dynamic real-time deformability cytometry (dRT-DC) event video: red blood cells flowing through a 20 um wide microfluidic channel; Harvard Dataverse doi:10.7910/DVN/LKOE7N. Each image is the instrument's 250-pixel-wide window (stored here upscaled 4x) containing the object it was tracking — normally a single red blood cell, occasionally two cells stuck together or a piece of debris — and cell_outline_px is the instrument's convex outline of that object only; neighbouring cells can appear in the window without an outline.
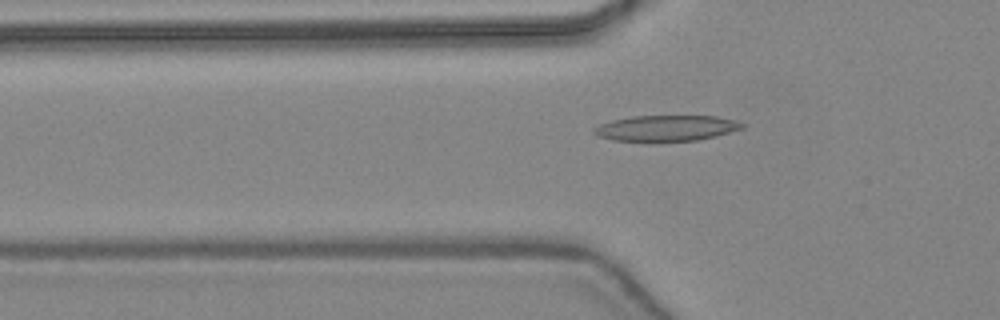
{"species": "common noctule bat (a hibernating species)", "species_latin": "Nyctalus noctula", "temperature_condition": "warm", "stored_images_in_passage": 32, "camera_frame_rate_fps": 3000, "um_per_image_px": 0.085, "animal": {"sex": "female", "body_mass_g": 24.6, "forearm_length_mm": 56.2}, "frame": {"image": 1, "passage_image": 2, "time_ms": 0.333, "image_size_px": [1000, 320], "cell_outline_px": [[744, 128], [716, 136], [696, 140], [656, 144], [652, 144], [612, 140], [596, 136], [592, 132], [592, 128], [600, 124], [612, 120], [632, 116], [716, 116], [732, 120], [744, 124]], "centroid_in_image_um": [56.53, 10.94], "position_along_channel_um": 69.3, "area_um2": 23.18}}
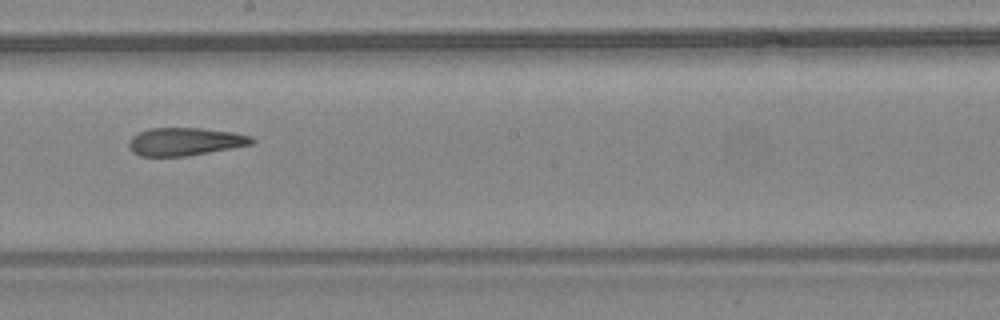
{"frame": {"image": 2, "passage_image": 13, "time_ms": 4.0, "image_size_px": [1000, 320], "cell_outline_px": [[256, 140], [252, 144], [232, 148], [184, 156], [140, 156], [132, 152], [128, 148], [128, 140], [132, 136], [148, 128], [204, 128], [232, 132], [252, 136]], "centroid_in_image_um": [15.7, 12.03], "position_along_channel_um": 232.5, "area_um2": 20.06}}
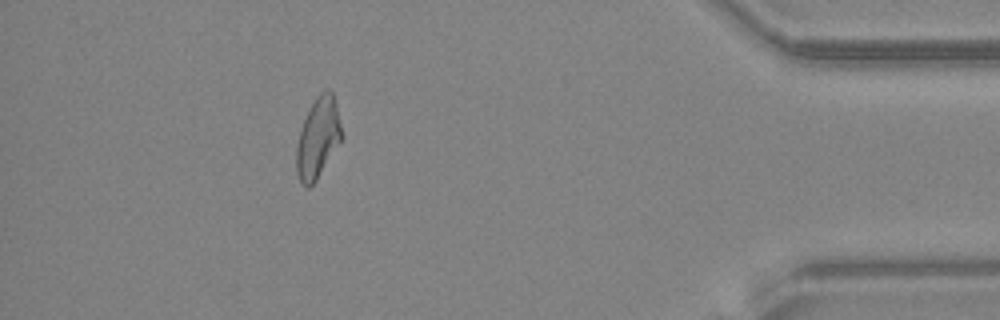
{"frame": {"image": 3, "passage_image": 28, "time_ms": 9.0, "image_size_px": [1000, 320], "cell_outline_px": [[344, 136], [316, 180], [308, 188], [300, 184], [296, 172], [296, 148], [300, 132], [304, 120], [316, 96], [324, 88], [328, 88], [332, 92], [336, 104]], "centroid_in_image_um": [27.03, 11.72], "position_along_channel_um": 408.2, "area_um2": 21.21}, "authors_computed_cell_mechanics": {"area_um2": 21.0103, "velocity_mm_per_s": 4.4612, "shape_relaxation_time_tau1_ms": null, "shape_relaxation_time_tau2_ms": 2.3931, "deformation_change_tau1": null, "deformation_change_tau2": 0.1239}}